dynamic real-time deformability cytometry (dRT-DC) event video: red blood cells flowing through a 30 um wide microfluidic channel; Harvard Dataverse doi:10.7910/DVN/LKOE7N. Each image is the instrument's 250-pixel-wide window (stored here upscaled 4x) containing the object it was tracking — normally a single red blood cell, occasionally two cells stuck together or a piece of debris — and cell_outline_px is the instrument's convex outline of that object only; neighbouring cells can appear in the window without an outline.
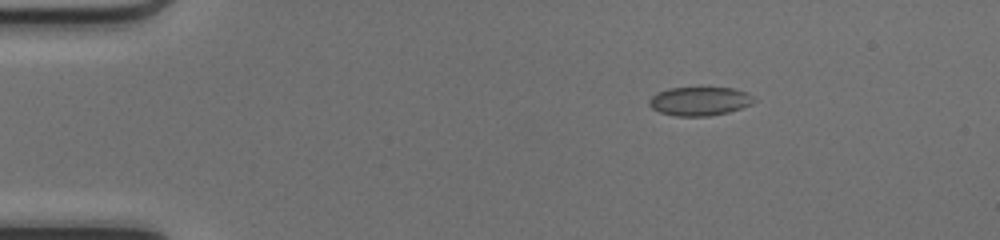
{"species": "common noctule bat (a hibernating species)", "species_latin": "Nyctalus noctula", "temperature_condition": "cold", "stored_images_in_passage": 42, "camera_frame_rate_fps": 3000, "um_per_image_px": 0.085, "animal": {"sex": "female", "body_mass_g": 17.0, "forearm_length_mm": 48.0}, "frame": {"image": 1, "passage_image": 1, "time_ms": 0.0, "image_size_px": [1000, 240], "cell_outline_px": [[756, 100], [752, 104], [728, 112], [708, 116], [676, 116], [660, 112], [652, 108], [648, 104], [648, 100], [656, 92], [668, 88], [732, 88], [748, 92]], "centroid_in_image_um": [59.45, 8.6], "position_along_channel_um": 25.5, "area_um2": 17.57}}
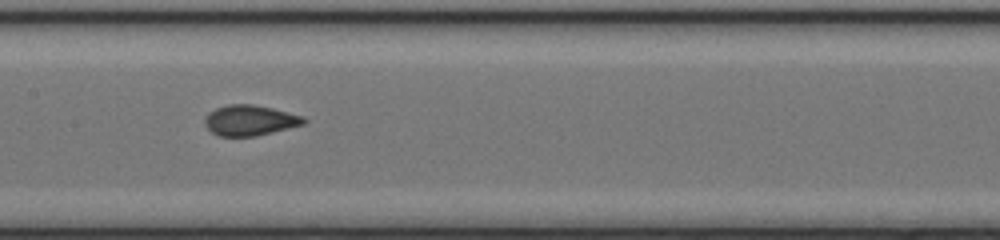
{"frame": {"image": 2, "passage_image": 18, "time_ms": 5.667, "image_size_px": [1000, 240], "cell_outline_px": [[308, 120], [304, 124], [256, 136], [220, 136], [212, 132], [204, 124], [204, 120], [208, 112], [216, 108], [228, 104], [252, 104], [272, 108], [304, 116]], "centroid_in_image_um": [21.24, 10.22], "position_along_channel_um": 186.2, "area_um2": 17.57}}
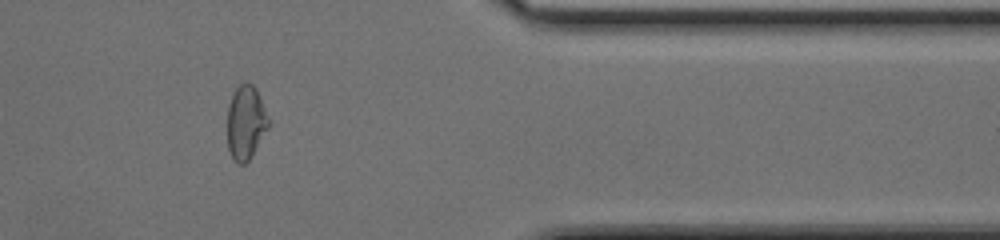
{"frame": {"image": 3, "passage_image": 34, "time_ms": 11.0, "image_size_px": [1000, 240], "cell_outline_px": [[268, 128], [248, 160], [244, 164], [236, 164], [228, 148], [228, 108], [232, 96], [236, 88], [240, 84], [252, 84], [256, 88], [268, 116]], "centroid_in_image_um": [20.88, 10.42], "position_along_channel_um": 390.5, "area_um2": 17.28}, "authors_computed_cell_mechanics": {"area_um2": 17.6001, "velocity_mm_per_s": 4.1939, "shape_relaxation_time_tau1_ms": null, "shape_relaxation_time_tau2_ms": 0.5809, "deformation_change_tau1": null, "deformation_change_tau2": 0.0498}}